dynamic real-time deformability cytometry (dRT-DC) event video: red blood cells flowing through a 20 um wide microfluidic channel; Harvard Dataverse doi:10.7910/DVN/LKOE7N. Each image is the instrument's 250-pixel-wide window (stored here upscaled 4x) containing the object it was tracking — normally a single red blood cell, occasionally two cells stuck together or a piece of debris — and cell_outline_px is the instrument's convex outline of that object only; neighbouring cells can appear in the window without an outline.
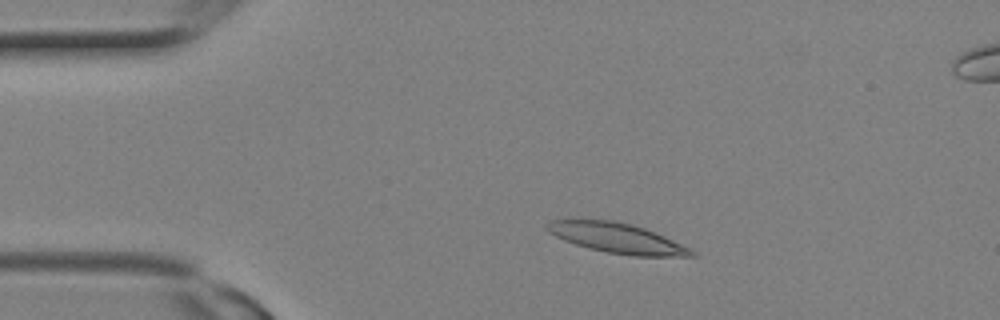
{"species": "Egyptian fruit bat (a non-hibernating species)", "species_latin": "Rousettus aegyptiacus", "temperature_condition": "room temperature", "stored_images_in_passage": 10, "camera_frame_rate_fps": 3000, "um_per_image_px": 0.085, "animal": {"sex": "female"}, "frame": {"image": 1, "passage_image": 4, "time_ms": 1.0, "image_size_px": [1000, 320], "cell_outline_px": [[700, 256], [632, 256], [608, 252], [588, 248], [564, 240], [548, 232], [544, 228], [548, 220], [580, 216], [612, 220], [632, 224], [656, 232], [696, 252]], "centroid_in_image_um": [52.32, 20.18], "position_along_channel_um": 32.7, "area_um2": 26.01}}
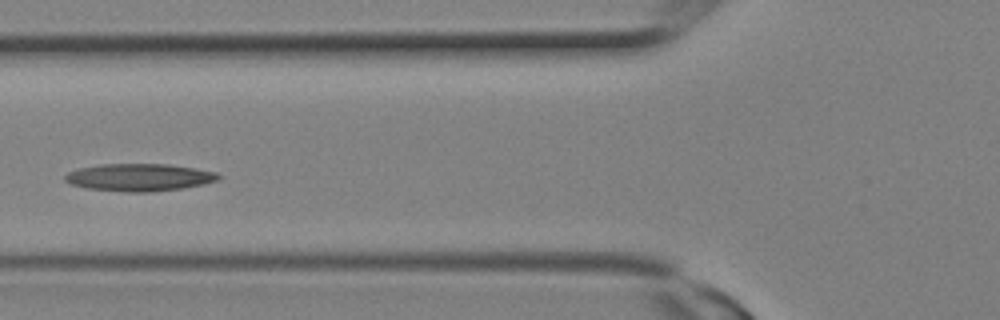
{"frame": {"image": 2, "passage_image": 9, "time_ms": 2.667, "image_size_px": [1000, 320], "cell_outline_px": [[220, 176], [216, 180], [204, 184], [184, 188], [152, 192], [124, 192], [88, 188], [72, 184], [64, 180], [64, 176], [68, 172], [80, 168], [100, 164], [168, 164], [196, 168], [216, 172]], "centroid_in_image_um": [11.84, 15.07], "position_along_channel_um": 114.0, "area_um2": 24.51}}